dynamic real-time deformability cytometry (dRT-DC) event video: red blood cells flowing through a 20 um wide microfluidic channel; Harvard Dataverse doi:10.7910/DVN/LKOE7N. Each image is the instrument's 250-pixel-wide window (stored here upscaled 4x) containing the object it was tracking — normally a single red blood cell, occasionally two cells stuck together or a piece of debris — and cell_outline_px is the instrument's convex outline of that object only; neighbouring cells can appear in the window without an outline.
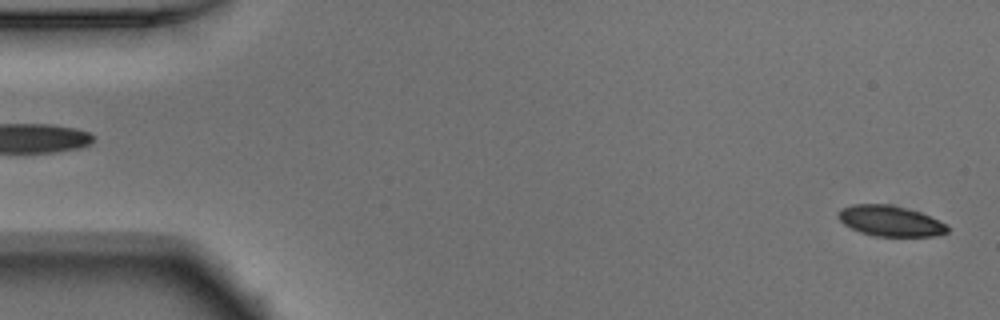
{"species": "Egyptian fruit bat (a non-hibernating species)", "species_latin": "Rousettus aegyptiacus", "temperature_condition": "warm", "stored_images_in_passage": 52, "camera_frame_rate_fps": 3000, "um_per_image_px": 0.085, "animal": {"sex": "male"}, "frame": {"image": 1, "passage_image": 2, "time_ms": 0.333, "image_size_px": [1000, 320], "cell_outline_px": [[948, 232], [936, 236], [876, 236], [860, 232], [844, 224], [836, 216], [836, 212], [840, 208], [852, 204], [888, 204], [920, 212], [948, 224]], "centroid_in_image_um": [75.65, 18.78], "position_along_channel_um": 9.4, "area_um2": 19.54}}
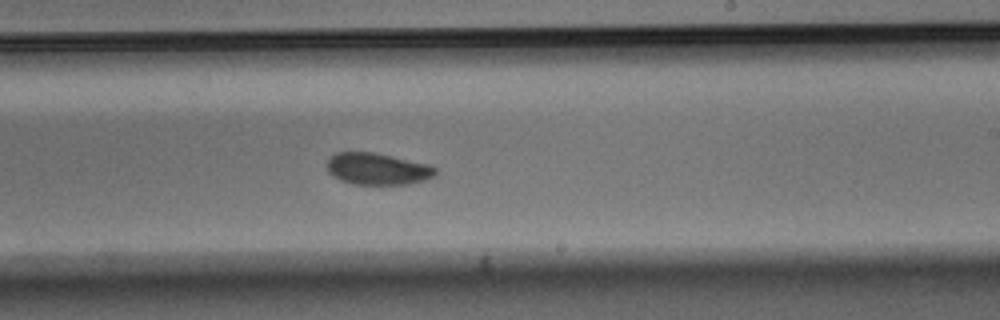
{"frame": {"image": 2, "passage_image": 31, "time_ms": 10.0, "image_size_px": [1000, 320], "cell_outline_px": [[436, 172], [432, 176], [424, 180], [408, 184], [352, 184], [340, 180], [332, 176], [328, 172], [328, 160], [336, 152], [372, 152], [428, 164], [436, 168]], "centroid_in_image_um": [32.05, 14.36], "position_along_channel_um": 256.9, "area_um2": 19.83}}
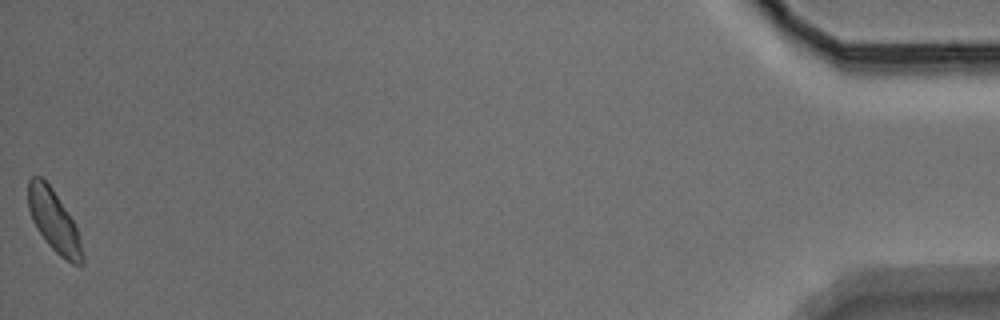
{"frame": {"image": 3, "passage_image": 52, "time_ms": 17.0, "image_size_px": [1000, 320], "cell_outline_px": [[84, 260], [80, 264], [72, 264], [60, 256], [48, 244], [36, 228], [32, 220], [28, 208], [28, 180], [32, 176], [40, 176], [52, 188], [72, 220], [80, 236], [84, 256]], "centroid_in_image_um": [4.57, 18.8], "position_along_channel_um": 430.6, "area_um2": 19.31}, "authors_computed_cell_mechanics": {"area_um2": 20.4323, "velocity_mm_per_s": 3.887, "shape_relaxation_time_tau1_ms": 2.491, "shape_relaxation_time_tau2_ms": 3.7842, "deformation_change_tau1": 0.0872, "deformation_change_tau2": 0.0697}}